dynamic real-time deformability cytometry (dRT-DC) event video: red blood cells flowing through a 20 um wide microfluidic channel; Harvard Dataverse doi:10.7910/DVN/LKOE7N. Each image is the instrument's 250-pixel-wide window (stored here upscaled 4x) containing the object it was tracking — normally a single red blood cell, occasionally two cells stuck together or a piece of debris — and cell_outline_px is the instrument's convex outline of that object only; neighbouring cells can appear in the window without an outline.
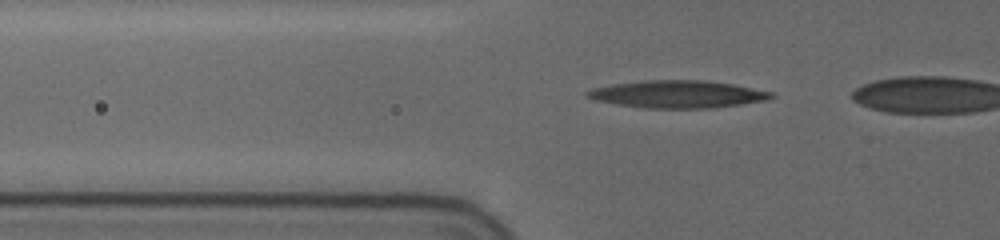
{"species": "human", "species_latin": "Homo sapiens", "temperature_condition": "cold", "stored_images_in_passage": 8, "camera_frame_rate_fps": 3000, "um_per_image_px": 0.085, "donor": {"sex": "female"}, "frame": {"image": 1, "passage_image": 6, "time_ms": 1.667, "image_size_px": [1000, 240], "cell_outline_px": [[776, 96], [768, 100], [712, 108], [644, 108], [616, 104], [596, 100], [584, 96], [584, 92], [592, 88], [612, 84], [644, 80], [704, 80], [732, 84], [772, 92]], "centroid_in_image_um": [57.57, 8.0], "position_along_channel_um": 68.2, "area_um2": 29.48}}